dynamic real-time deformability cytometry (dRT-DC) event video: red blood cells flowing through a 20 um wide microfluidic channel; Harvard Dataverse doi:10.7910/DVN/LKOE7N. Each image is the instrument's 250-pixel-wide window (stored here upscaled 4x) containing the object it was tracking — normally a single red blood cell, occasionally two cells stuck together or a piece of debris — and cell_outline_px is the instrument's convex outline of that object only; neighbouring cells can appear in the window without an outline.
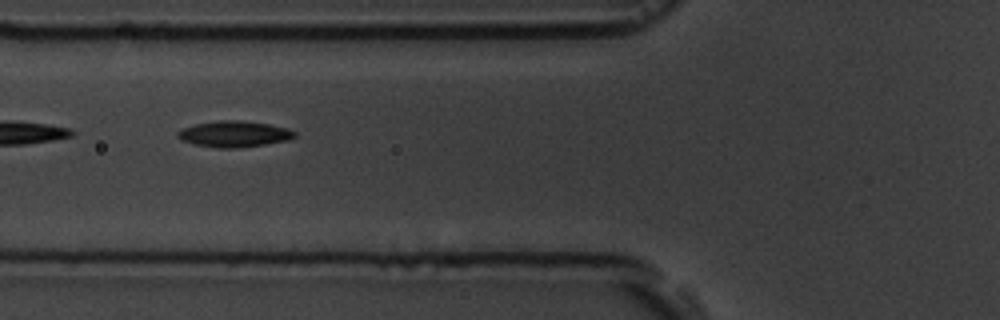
{"species": "common noctule bat (a hibernating species)", "species_latin": "Nyctalus noctula", "temperature_condition": "room temperature", "stored_images_in_passage": 11, "camera_frame_rate_fps": 3000, "um_per_image_px": 0.085, "animal": {"sex": "male", "body_mass_g": 19.5, "forearm_length_mm": 54.6}, "frame": {"image": 1, "passage_image": 7, "time_ms": 6.667, "image_size_px": [1000, 320], "cell_outline_px": [[296, 136], [288, 140], [264, 144], [232, 148], [216, 148], [192, 144], [180, 140], [176, 136], [176, 132], [184, 128], [196, 124], [220, 120], [240, 120], [268, 124], [288, 128], [296, 132]], "centroid_in_image_um": [19.87, 11.39], "position_along_channel_um": 105.9, "area_um2": 17.74}}
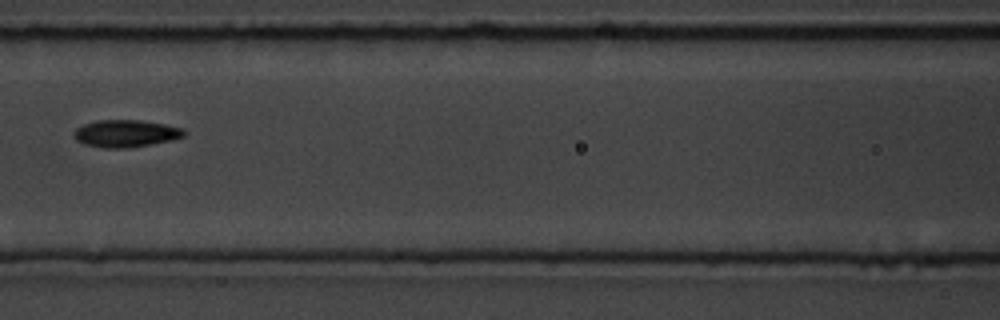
{"frame": {"image": 2, "passage_image": 8, "time_ms": 8.0, "image_size_px": [1000, 320], "cell_outline_px": [[184, 136], [172, 140], [152, 144], [128, 148], [104, 148], [84, 144], [76, 140], [72, 132], [76, 128], [84, 124], [96, 120], [140, 120], [164, 124], [184, 128]], "centroid_in_image_um": [10.66, 11.34], "position_along_channel_um": 155.9, "area_um2": 17.57}}